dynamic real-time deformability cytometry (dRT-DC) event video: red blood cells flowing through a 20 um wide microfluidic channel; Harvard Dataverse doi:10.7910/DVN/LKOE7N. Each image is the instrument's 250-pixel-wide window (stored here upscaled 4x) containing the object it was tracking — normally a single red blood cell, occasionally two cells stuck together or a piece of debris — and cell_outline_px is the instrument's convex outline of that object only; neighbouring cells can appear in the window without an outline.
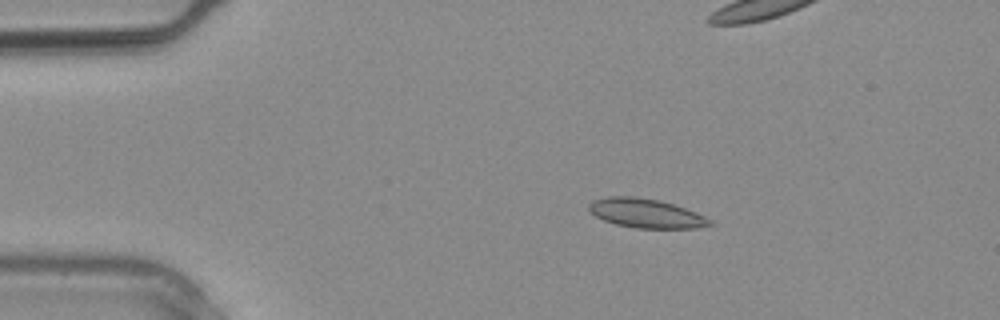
{"species": "common noctule bat (a hibernating species)", "species_latin": "Nyctalus noctula", "temperature_condition": "warm", "stored_images_in_passage": 3, "camera_frame_rate_fps": 3000, "um_per_image_px": 0.085, "animal": {"sex": "male", "body_mass_g": 20.4}, "frame": {"image": 1, "passage_image": 1, "time_ms": 0.0, "image_size_px": [1000, 320], "cell_outline_px": [[716, 224], [696, 228], [636, 228], [616, 224], [604, 220], [596, 216], [588, 208], [588, 204], [592, 200], [608, 196], [636, 196], [660, 200], [696, 212], [712, 220]], "centroid_in_image_um": [54.92, 18.12], "position_along_channel_um": 30.1, "area_um2": 20.58}}